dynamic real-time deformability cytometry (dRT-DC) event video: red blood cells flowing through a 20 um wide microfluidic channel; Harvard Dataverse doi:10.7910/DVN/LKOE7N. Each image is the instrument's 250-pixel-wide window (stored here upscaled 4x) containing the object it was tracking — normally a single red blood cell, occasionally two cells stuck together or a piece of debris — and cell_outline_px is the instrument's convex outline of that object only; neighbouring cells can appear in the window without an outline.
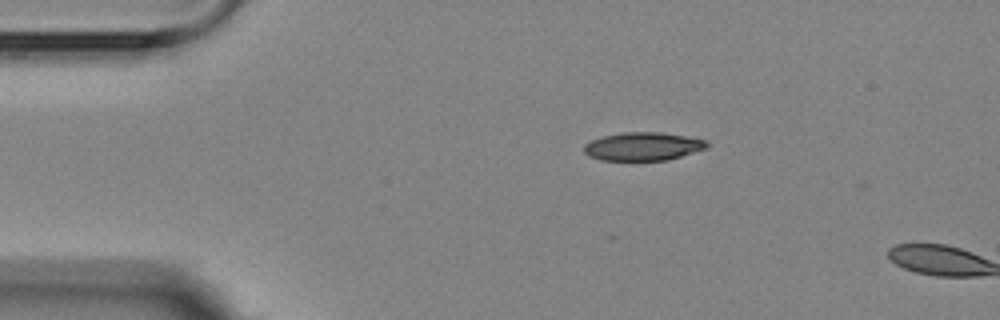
{"species": "Egyptian fruit bat (a non-hibernating species)", "species_latin": "Rousettus aegyptiacus", "temperature_condition": "room temperature", "stored_images_in_passage": 2, "camera_frame_rate_fps": 3000, "um_per_image_px": 0.085, "animal": {"sex": "female"}, "frame": {"image": 1, "passage_image": 1, "time_ms": 0.0, "image_size_px": [1000, 320], "cell_outline_px": [[708, 148], [668, 160], [600, 160], [588, 156], [584, 152], [584, 144], [592, 140], [604, 136], [624, 132], [660, 132], [708, 140]], "centroid_in_image_um": [54.66, 12.45], "position_along_channel_um": 30.3, "area_um2": 20.23}}